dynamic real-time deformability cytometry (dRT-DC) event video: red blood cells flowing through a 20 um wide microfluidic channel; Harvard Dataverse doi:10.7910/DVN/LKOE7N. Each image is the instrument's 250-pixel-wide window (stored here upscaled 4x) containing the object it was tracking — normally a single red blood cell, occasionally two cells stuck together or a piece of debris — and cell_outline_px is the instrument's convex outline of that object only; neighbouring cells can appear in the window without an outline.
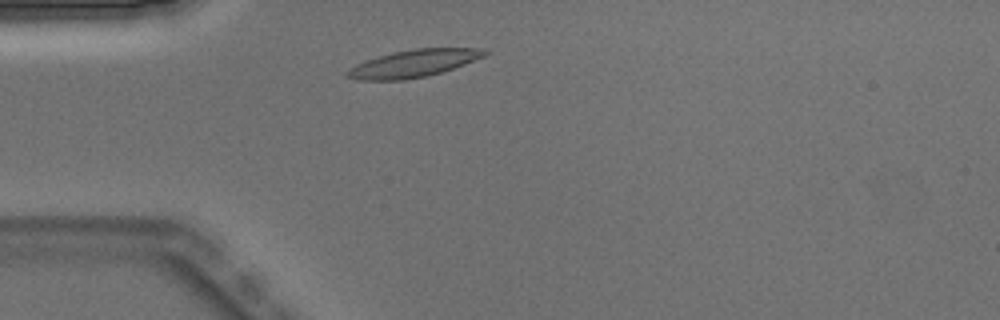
{"species": "Egyptian fruit bat (a non-hibernating species)", "species_latin": "Rousettus aegyptiacus", "temperature_condition": "warm", "stored_images_in_passage": 1, "camera_frame_rate_fps": 3000, "um_per_image_px": 0.085, "animal": {"sex": "male"}, "frame": {"image": 1, "passage_image": 1, "time_ms": 0.0, "image_size_px": [1000, 320], "cell_outline_px": [[488, 52], [484, 56], [464, 64], [440, 72], [424, 76], [404, 80], [360, 80], [344, 76], [344, 72], [348, 68], [356, 64], [392, 52], [412, 48], [484, 48]], "centroid_in_image_um": [35.1, 5.39], "position_along_channel_um": 49.9, "area_um2": 21.73}}